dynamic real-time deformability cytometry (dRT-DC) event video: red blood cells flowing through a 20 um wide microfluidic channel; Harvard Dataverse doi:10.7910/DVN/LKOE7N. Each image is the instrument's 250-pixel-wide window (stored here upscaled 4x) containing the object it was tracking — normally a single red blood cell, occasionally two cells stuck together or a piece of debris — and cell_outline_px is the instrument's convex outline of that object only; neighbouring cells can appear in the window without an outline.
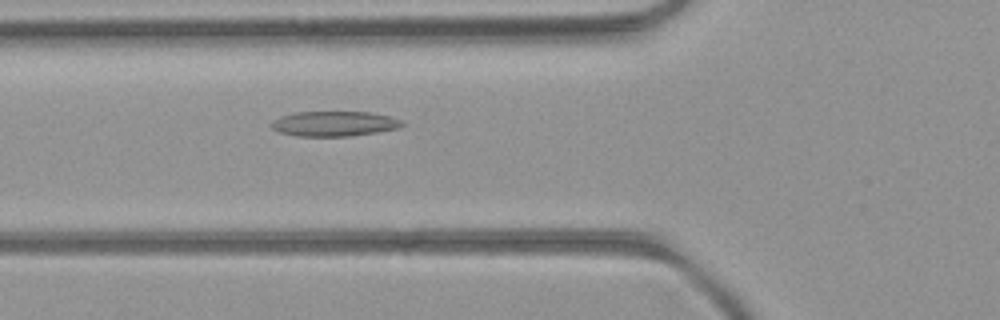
{"species": "common noctule bat (a hibernating species)", "species_latin": "Nyctalus noctula", "temperature_condition": "room temperature", "stored_images_in_passage": 51, "camera_frame_rate_fps": 3000, "um_per_image_px": 0.085, "animal": {"sex": "female", "body_mass_g": 21.9}, "frame": {"image": 1, "passage_image": 19, "time_ms": 6.0, "image_size_px": [1000, 320], "cell_outline_px": [[404, 124], [400, 128], [376, 132], [348, 136], [296, 136], [280, 132], [272, 128], [272, 120], [280, 116], [296, 112], [372, 112], [388, 116], [400, 120]], "centroid_in_image_um": [28.4, 10.51], "position_along_channel_um": 97.4, "area_um2": 18.96}}
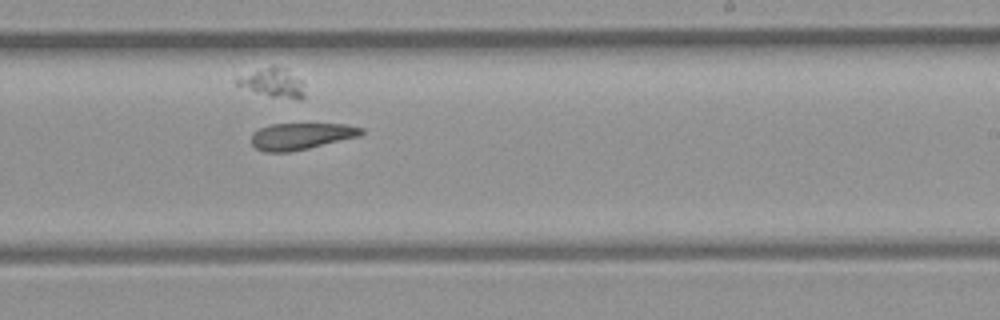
{"frame": {"image": 2, "passage_image": 31, "time_ms": 10.0, "image_size_px": [1000, 320], "cell_outline_px": [[364, 132], [360, 136], [308, 148], [288, 152], [264, 152], [256, 148], [252, 144], [252, 132], [260, 128], [272, 124], [348, 124], [364, 128]], "centroid_in_image_um": [25.61, 11.57], "position_along_channel_um": 263.4, "area_um2": 17.05}}
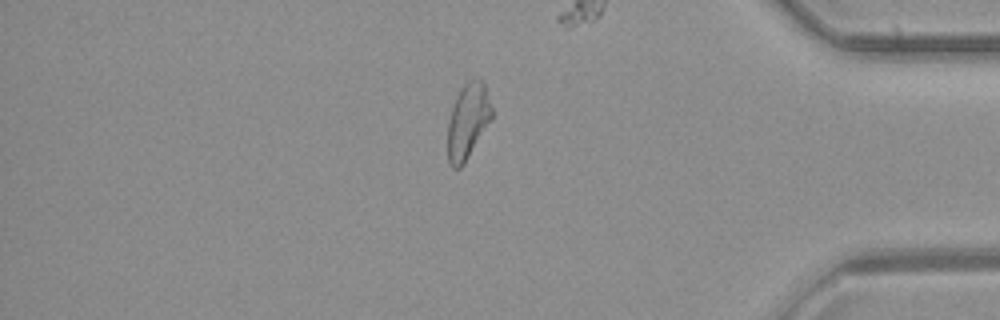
{"frame": {"image": 3, "passage_image": 43, "time_ms": 14.0, "image_size_px": [1000, 320], "cell_outline_px": [[492, 120], [464, 164], [460, 168], [452, 168], [448, 160], [448, 120], [456, 96], [460, 88], [468, 80], [484, 80], [492, 108]], "centroid_in_image_um": [39.78, 10.3], "position_along_channel_um": 395.4, "area_um2": 19.54}, "authors_computed_cell_mechanics": {"area_um2": 20.0566, "velocity_mm_per_s": 4.13, "shape_relaxation_time_tau1_ms": null, "shape_relaxation_time_tau2_ms": 2.8175, "deformation_change_tau1": null, "deformation_change_tau2": 0.109}}